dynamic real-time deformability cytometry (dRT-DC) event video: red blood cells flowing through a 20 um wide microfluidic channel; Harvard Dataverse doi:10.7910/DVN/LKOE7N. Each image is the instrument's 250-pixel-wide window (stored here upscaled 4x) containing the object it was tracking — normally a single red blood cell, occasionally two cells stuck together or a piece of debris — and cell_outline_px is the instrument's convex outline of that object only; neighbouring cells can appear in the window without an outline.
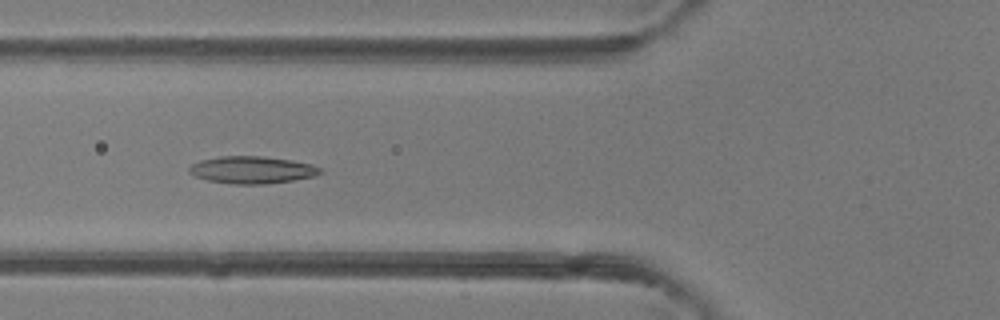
{"species": "common noctule bat (a hibernating species)", "species_latin": "Nyctalus noctula", "temperature_condition": "room temperature", "stored_images_in_passage": 5, "camera_frame_rate_fps": 3000, "um_per_image_px": 0.085, "animal": {"sex": "female"}, "frame": {"image": 1, "passage_image": 4, "time_ms": 4.333, "image_size_px": [1000, 320], "cell_outline_px": [[324, 172], [316, 176], [292, 180], [264, 184], [232, 184], [208, 180], [196, 176], [188, 172], [188, 168], [192, 164], [200, 160], [220, 156], [264, 156], [292, 160], [312, 164], [324, 168]], "centroid_in_image_um": [21.47, 14.43], "position_along_channel_um": 104.3, "area_um2": 20.98}}
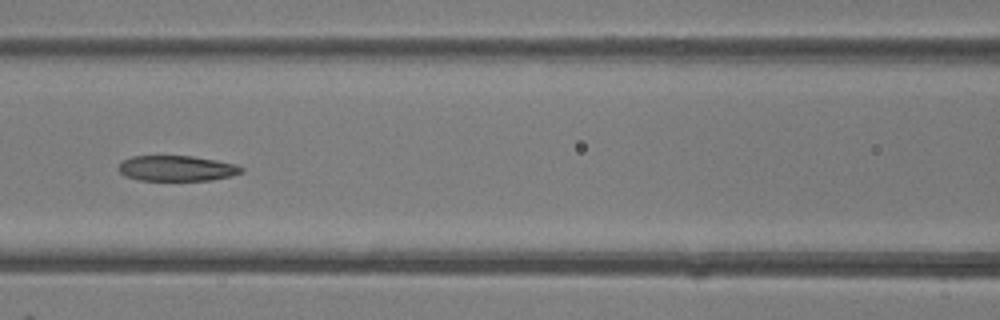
{"frame": {"image": 2, "passage_image": 5, "time_ms": 5.333, "image_size_px": [1000, 320], "cell_outline_px": [[244, 172], [232, 176], [212, 180], [140, 180], [124, 176], [116, 168], [124, 160], [132, 156], [192, 156], [216, 160], [236, 164], [244, 168]], "centroid_in_image_um": [15.04, 14.31], "position_along_channel_um": 151.6, "area_um2": 18.32}}